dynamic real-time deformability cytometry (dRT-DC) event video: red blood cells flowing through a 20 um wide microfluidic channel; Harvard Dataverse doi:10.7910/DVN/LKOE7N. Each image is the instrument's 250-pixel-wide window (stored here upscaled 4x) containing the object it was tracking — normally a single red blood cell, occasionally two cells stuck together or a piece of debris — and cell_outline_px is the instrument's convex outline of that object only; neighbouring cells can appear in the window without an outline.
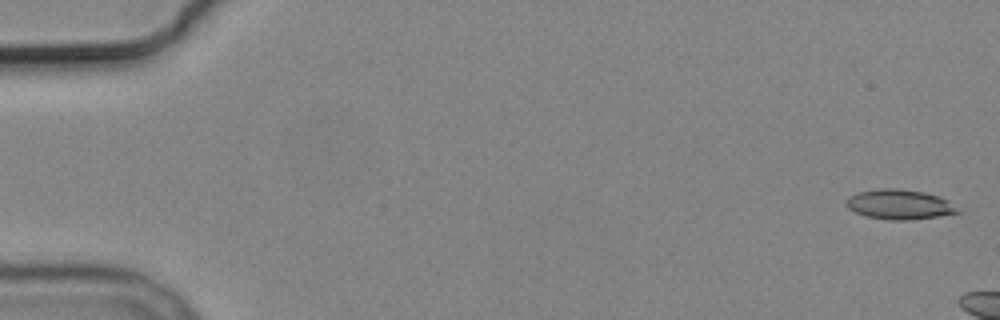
{"species": "common noctule bat (a hibernating species)", "species_latin": "Nyctalus noctula", "temperature_condition": "cold", "stored_images_in_passage": 7, "camera_frame_rate_fps": 3000, "um_per_image_px": 0.085, "animal": {"sex": "male", "body_mass_g": 19.2, "forearm_length_mm": 51.8}, "frame": {"image": 1, "passage_image": 1, "time_ms": 0.0, "image_size_px": [1000, 320], "cell_outline_px": [[964, 212], [908, 220], [888, 220], [868, 216], [856, 212], [848, 208], [844, 204], [848, 196], [856, 192], [880, 188], [896, 188], [924, 192], [940, 196], [948, 200]], "centroid_in_image_um": [76.46, 17.36], "position_along_channel_um": 8.5, "area_um2": 19.54}}
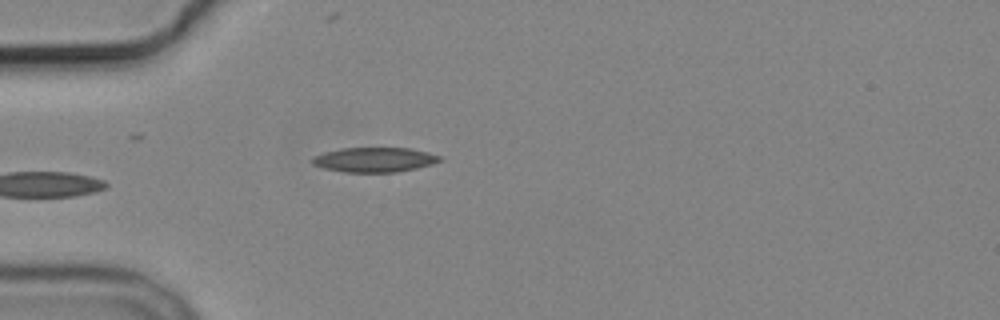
{"frame": {"image": 2, "passage_image": 7, "time_ms": 8.0, "image_size_px": [1000, 320], "cell_outline_px": [[444, 160], [432, 164], [416, 168], [396, 172], [344, 172], [324, 168], [312, 164], [312, 156], [324, 152], [340, 148], [412, 148], [428, 152], [440, 156]], "centroid_in_image_um": [31.83, 13.57], "position_along_channel_um": 53.2, "area_um2": 18.44}}